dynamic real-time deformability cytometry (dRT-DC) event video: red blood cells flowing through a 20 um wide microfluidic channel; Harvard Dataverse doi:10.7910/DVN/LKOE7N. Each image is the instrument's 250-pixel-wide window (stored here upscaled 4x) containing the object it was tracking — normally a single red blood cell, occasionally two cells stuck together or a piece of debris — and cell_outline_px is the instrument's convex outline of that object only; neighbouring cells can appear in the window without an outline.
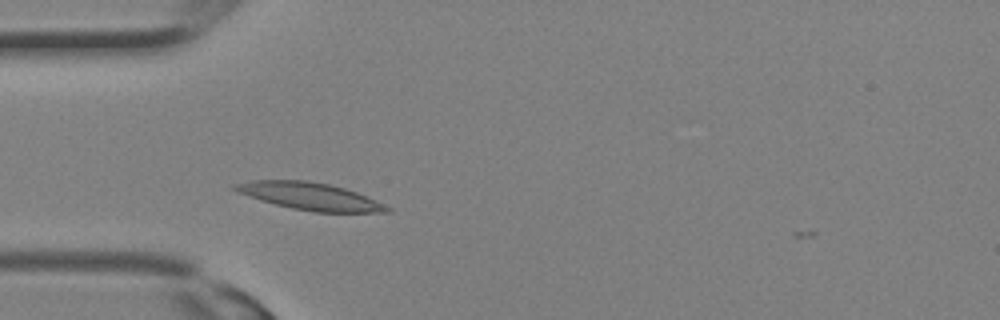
{"species": "Egyptian fruit bat (a non-hibernating species)", "species_latin": "Rousettus aegyptiacus", "temperature_condition": "room temperature", "stored_images_in_passage": 2, "camera_frame_rate_fps": 3000, "um_per_image_px": 0.085, "animal": {"sex": "female"}, "frame": {"image": 1, "passage_image": 1, "time_ms": 0.0, "image_size_px": [1000, 320], "cell_outline_px": [[392, 212], [312, 212], [292, 208], [260, 200], [248, 196], [232, 188], [232, 184], [252, 180], [308, 180], [328, 184], [344, 188], [356, 192], [392, 208]], "centroid_in_image_um": [26.33, 16.68], "position_along_channel_um": 58.7, "area_um2": 23.99}}